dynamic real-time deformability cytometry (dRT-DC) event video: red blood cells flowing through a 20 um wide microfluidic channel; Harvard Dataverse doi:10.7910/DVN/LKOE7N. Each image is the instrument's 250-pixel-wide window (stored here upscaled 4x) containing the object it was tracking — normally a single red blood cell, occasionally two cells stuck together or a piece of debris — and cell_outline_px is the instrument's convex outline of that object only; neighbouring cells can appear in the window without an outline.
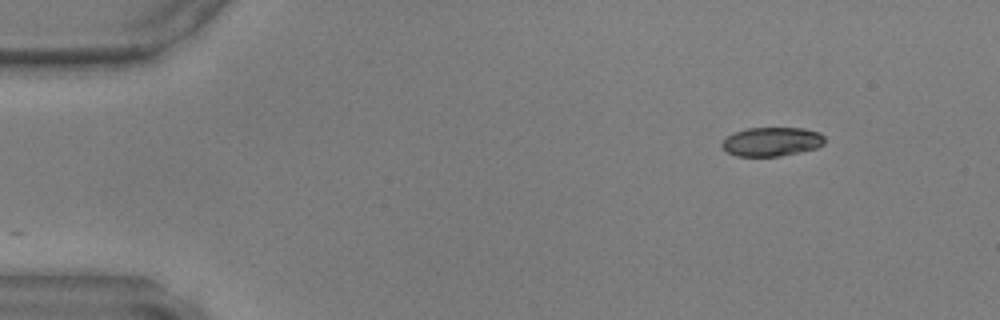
{"species": "common noctule bat (a hibernating species)", "species_latin": "Nyctalus noctula", "temperature_condition": "warm", "stored_images_in_passage": 43, "camera_frame_rate_fps": 3000, "um_per_image_px": 0.085, "animal": {"sex": "male", "body_mass_g": 17.9, "forearm_length_mm": 54.2}, "frame": {"image": 1, "passage_image": 1, "time_ms": 0.0, "image_size_px": [1000, 320], "cell_outline_px": [[824, 144], [816, 148], [800, 152], [780, 156], [736, 156], [720, 148], [720, 144], [728, 136], [736, 132], [748, 128], [804, 128], [820, 132], [824, 136]], "centroid_in_image_um": [65.6, 12.04], "position_along_channel_um": 19.4, "area_um2": 17.4}}
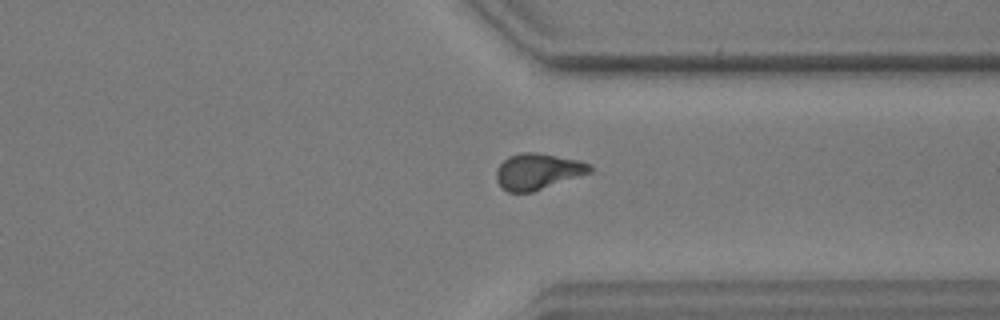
{"frame": {"image": 2, "passage_image": 32, "time_ms": 10.333, "image_size_px": [1000, 320], "cell_outline_px": [[592, 172], [532, 192], [508, 192], [496, 180], [496, 168], [508, 156], [524, 152], [536, 152], [580, 160], [592, 164]], "centroid_in_image_um": [45.73, 14.56], "position_along_channel_um": 365.7, "area_um2": 19.65}}
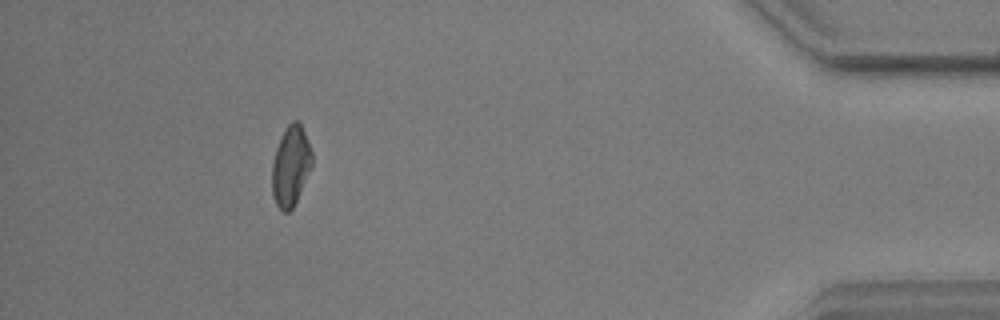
{"frame": {"image": 3, "passage_image": 39, "time_ms": 12.667, "image_size_px": [1000, 320], "cell_outline_px": [[312, 164], [296, 200], [292, 208], [288, 212], [284, 212], [276, 204], [272, 196], [272, 164], [276, 148], [288, 124], [292, 120], [296, 120], [300, 124], [304, 132], [312, 152]], "centroid_in_image_um": [24.69, 14.11], "position_along_channel_um": 410.5, "area_um2": 18.21}}